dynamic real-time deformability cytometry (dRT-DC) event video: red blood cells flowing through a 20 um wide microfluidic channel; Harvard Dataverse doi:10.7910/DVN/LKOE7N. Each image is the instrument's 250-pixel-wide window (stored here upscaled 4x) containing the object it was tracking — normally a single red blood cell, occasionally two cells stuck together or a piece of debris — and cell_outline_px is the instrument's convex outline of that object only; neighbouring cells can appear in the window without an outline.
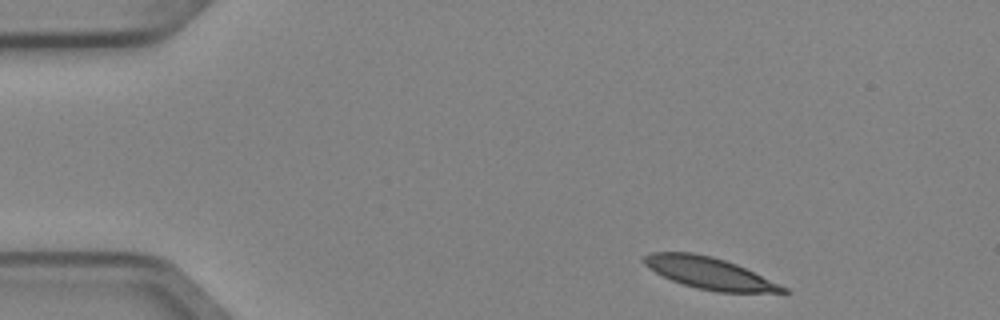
{"species": "Egyptian fruit bat (a non-hibernating species)", "species_latin": "Rousettus aegyptiacus", "temperature_condition": "cold", "stored_images_in_passage": 4, "camera_frame_rate_fps": 3000, "um_per_image_px": 0.085, "animal": {"sex": "female"}, "frame": {"image": 1, "passage_image": 1, "time_ms": 0.0, "image_size_px": [1000, 320], "cell_outline_px": [[792, 292], [716, 292], [696, 288], [672, 280], [648, 268], [640, 260], [640, 256], [652, 252], [692, 252], [712, 256], [736, 264], [788, 288]], "centroid_in_image_um": [60.24, 23.2], "position_along_channel_um": 24.8, "area_um2": 25.55}}
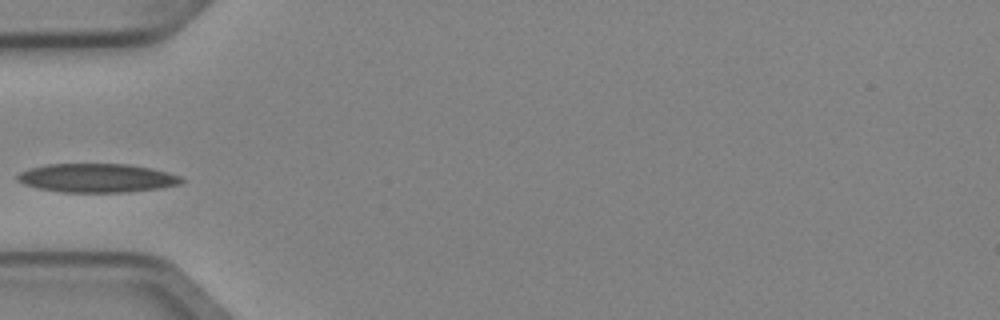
{"frame": {"image": 2, "passage_image": 4, "time_ms": 1.0, "image_size_px": [1000, 320], "cell_outline_px": [[184, 180], [180, 184], [160, 188], [128, 192], [60, 192], [36, 188], [24, 184], [16, 180], [16, 176], [20, 172], [28, 168], [48, 164], [128, 164], [152, 168], [168, 172], [180, 176]], "centroid_in_image_um": [8.22, 15.13], "position_along_channel_um": 76.8, "area_um2": 27.69}}